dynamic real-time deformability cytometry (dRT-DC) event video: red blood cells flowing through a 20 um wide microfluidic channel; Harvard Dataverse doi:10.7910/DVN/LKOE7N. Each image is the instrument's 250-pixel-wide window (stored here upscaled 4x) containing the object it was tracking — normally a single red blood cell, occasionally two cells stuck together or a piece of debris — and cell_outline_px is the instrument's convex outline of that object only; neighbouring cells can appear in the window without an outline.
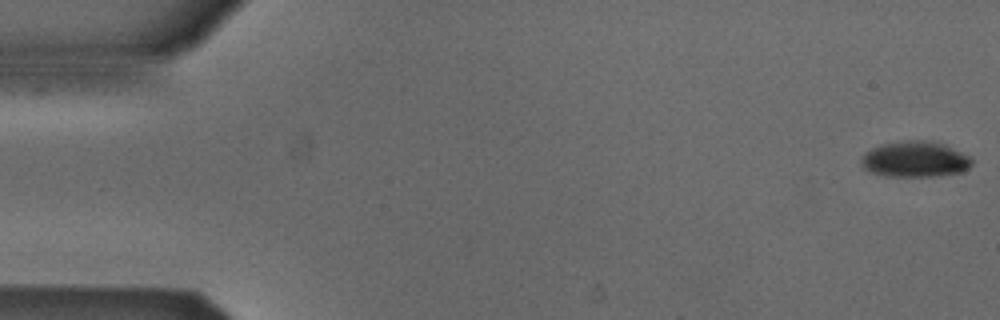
{"species": "Egyptian fruit bat (a non-hibernating species)", "species_latin": "Rousettus aegyptiacus", "temperature_condition": "cold", "stored_images_in_passage": 53, "camera_frame_rate_fps": 3000, "um_per_image_px": 0.085, "animal": {"sex": "male"}, "frame": {"image": 1, "passage_image": 1, "time_ms": 0.0, "image_size_px": [1000, 320], "cell_outline_px": [[972, 164], [968, 168], [960, 172], [932, 176], [884, 176], [872, 172], [864, 168], [864, 156], [872, 148], [884, 144], [908, 140], [928, 140], [944, 144], [968, 156], [972, 160]], "centroid_in_image_um": [77.82, 13.54], "position_along_channel_um": 7.2, "area_um2": 22.48}}
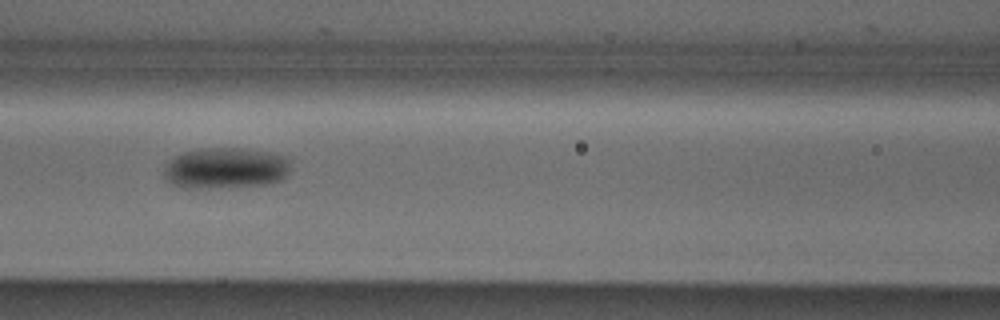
{"frame": {"image": 2, "passage_image": 23, "time_ms": 7.333, "image_size_px": [1000, 320], "cell_outline_px": [[288, 172], [280, 180], [264, 184], [208, 188], [184, 188], [172, 184], [164, 180], [164, 164], [168, 160], [180, 152], [200, 148], [240, 148], [268, 152], [284, 156], [288, 160]], "centroid_in_image_um": [19.06, 14.28], "position_along_channel_um": 147.5, "area_um2": 30.35}}
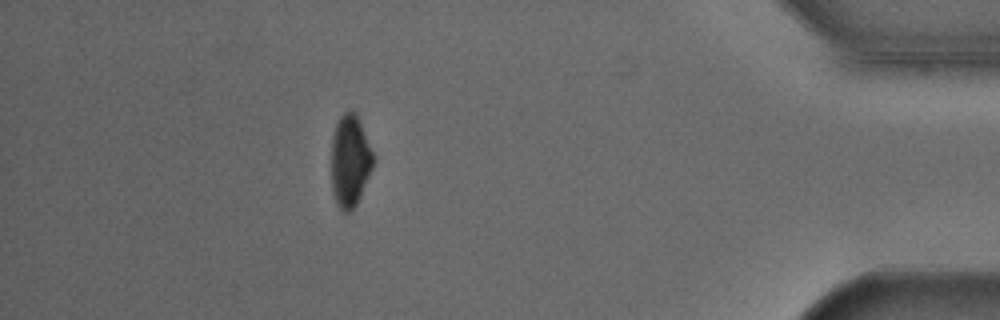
{"frame": {"image": 3, "passage_image": 47, "time_ms": 15.333, "image_size_px": [1000, 320], "cell_outline_px": [[376, 160], [360, 196], [352, 212], [344, 212], [336, 204], [332, 192], [332, 136], [336, 124], [340, 116], [348, 108], [352, 108], [356, 112], [376, 156]], "centroid_in_image_um": [29.78, 13.63], "position_along_channel_um": 405.4, "area_um2": 23.0}, "authors_computed_cell_mechanics": {"area_um2": 25.432, "velocity_mm_per_s": 3.8695, "shape_relaxation_time_tau1_ms": 2.1758, "shape_relaxation_time_tau2_ms": null, "deformation_change_tau1": 0.1049, "deformation_change_tau2": null}}